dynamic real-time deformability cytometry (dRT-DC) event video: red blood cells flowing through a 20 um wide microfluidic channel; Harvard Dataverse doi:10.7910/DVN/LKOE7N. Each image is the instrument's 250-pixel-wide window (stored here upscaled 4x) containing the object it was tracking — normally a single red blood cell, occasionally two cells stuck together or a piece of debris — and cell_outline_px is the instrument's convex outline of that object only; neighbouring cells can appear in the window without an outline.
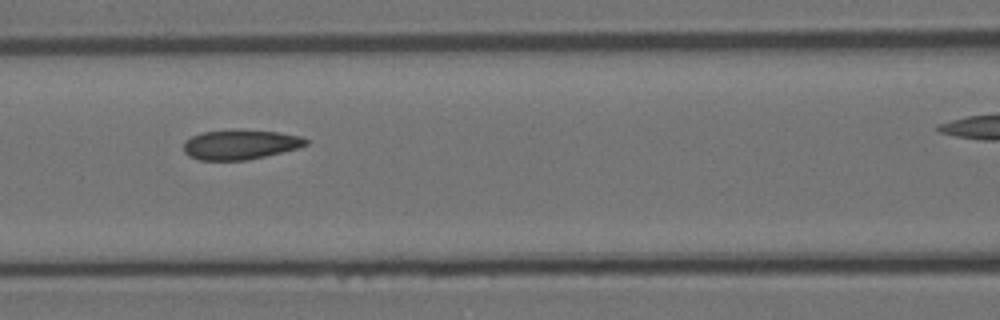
{"species": "Egyptian fruit bat (a non-hibernating species)", "species_latin": "Rousettus aegyptiacus", "temperature_condition": "room temperature", "stored_images_in_passage": 14, "camera_frame_rate_fps": 3000, "um_per_image_px": 0.085, "animal": {"sex": "female"}, "frame": {"image": 1, "passage_image": 5, "time_ms": 1.333, "image_size_px": [1000, 320], "cell_outline_px": [[308, 144], [300, 148], [248, 160], [200, 160], [188, 156], [184, 152], [184, 140], [200, 132], [276, 132], [300, 136], [308, 140]], "centroid_in_image_um": [20.41, 12.33], "position_along_channel_um": 146.2, "area_um2": 20.52}}
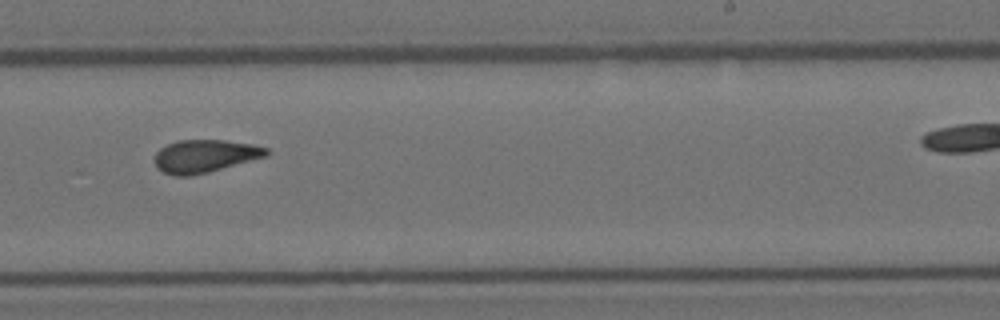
{"frame": {"image": 2, "passage_image": 8, "time_ms": 2.333, "image_size_px": [1000, 320], "cell_outline_px": [[268, 156], [208, 172], [192, 176], [176, 176], [164, 172], [156, 168], [156, 152], [160, 148], [176, 140], [224, 140], [252, 144], [268, 148]], "centroid_in_image_um": [17.42, 13.26], "position_along_channel_um": 271.6, "area_um2": 21.33}}
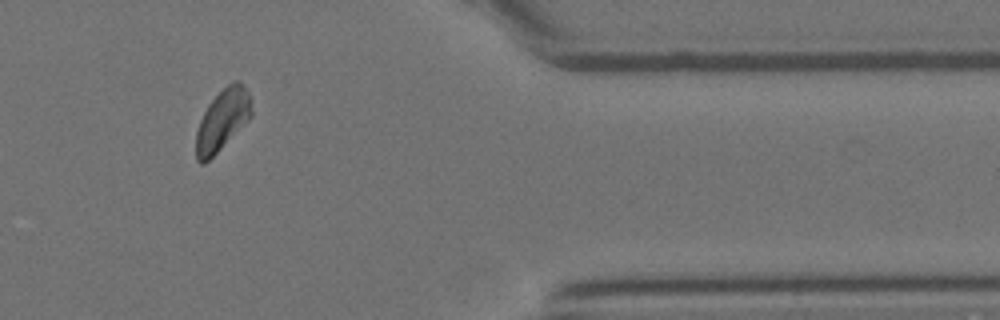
{"frame": {"image": 3, "passage_image": 12, "time_ms": 3.667, "image_size_px": [1000, 320], "cell_outline_px": [[252, 116], [204, 164], [200, 164], [196, 160], [196, 132], [200, 120], [208, 104], [228, 84], [236, 80], [240, 80], [248, 92], [252, 112]], "centroid_in_image_um": [18.89, 10.19], "position_along_channel_um": 392.5, "area_um2": 19.31}}